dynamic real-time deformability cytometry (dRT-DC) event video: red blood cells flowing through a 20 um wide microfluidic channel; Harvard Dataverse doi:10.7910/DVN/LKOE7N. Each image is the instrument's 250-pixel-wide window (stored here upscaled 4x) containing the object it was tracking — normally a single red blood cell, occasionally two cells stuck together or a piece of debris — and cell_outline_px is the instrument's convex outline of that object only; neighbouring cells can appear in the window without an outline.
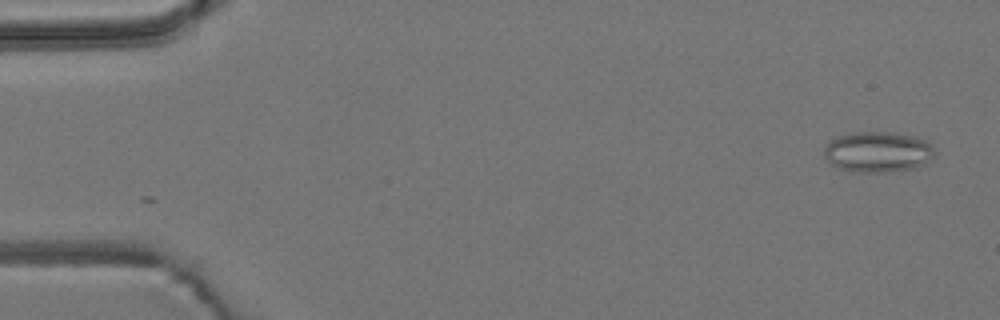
{"species": "common noctule bat (a hibernating species)", "species_latin": "Nyctalus noctula", "temperature_condition": "room temperature", "stored_images_in_passage": 3, "camera_frame_rate_fps": 3000, "um_per_image_px": 0.085, "animal": {"sex": "male", "body_mass_g": 19.2, "forearm_length_mm": 51.8}, "frame": {"image": 1, "passage_image": 2, "time_ms": 0.333, "image_size_px": [1000, 320], "cell_outline_px": [[936, 152], [924, 164], [916, 168], [888, 172], [852, 172], [840, 168], [832, 164], [824, 156], [824, 148], [832, 140], [840, 136], [852, 132], [896, 132], [916, 136], [928, 140], [936, 148]], "centroid_in_image_um": [74.68, 12.9], "position_along_channel_um": 10.3, "area_um2": 26.47}}